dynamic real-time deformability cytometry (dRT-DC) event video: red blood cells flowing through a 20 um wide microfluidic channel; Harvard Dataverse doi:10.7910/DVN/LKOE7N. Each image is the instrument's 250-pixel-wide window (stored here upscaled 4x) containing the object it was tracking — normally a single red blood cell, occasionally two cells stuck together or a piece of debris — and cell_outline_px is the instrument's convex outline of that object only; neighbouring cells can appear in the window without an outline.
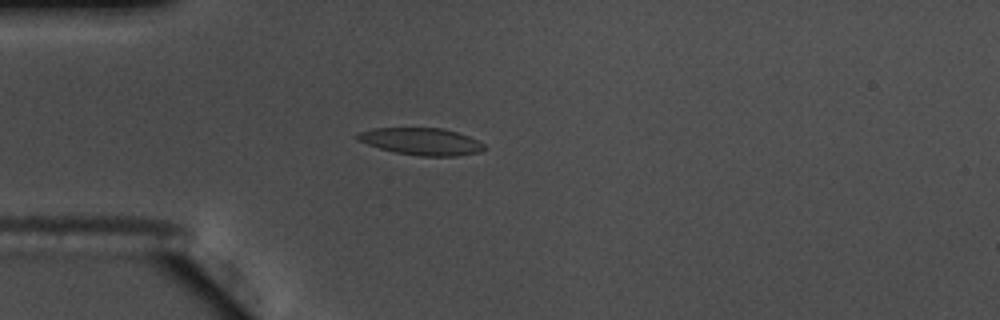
{"species": "common noctule bat (a hibernating species)", "species_latin": "Nyctalus noctula", "temperature_condition": "warm", "stored_images_in_passage": 56, "camera_frame_rate_fps": 3000, "um_per_image_px": 0.085, "animal": {"sex": "male", "body_mass_g": 17.5, "forearm_length_mm": 52.3}, "frame": {"image": 1, "passage_image": 16, "time_ms": 5.0, "image_size_px": [1000, 320], "cell_outline_px": [[488, 148], [480, 152], [456, 156], [420, 156], [396, 152], [380, 148], [356, 140], [356, 136], [360, 132], [372, 128], [444, 128], [468, 136], [484, 144]], "centroid_in_image_um": [35.84, 12.02], "position_along_channel_um": 49.2, "area_um2": 19.94}}
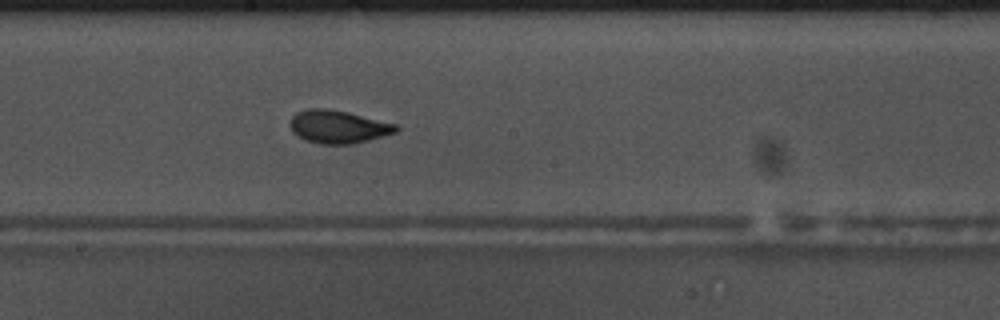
{"frame": {"image": 2, "passage_image": 31, "time_ms": 10.0, "image_size_px": [1000, 320], "cell_outline_px": [[400, 128], [396, 132], [384, 136], [352, 144], [320, 144], [304, 140], [292, 132], [288, 124], [292, 116], [296, 112], [308, 108], [324, 108], [348, 112], [396, 124]], "centroid_in_image_um": [28.71, 10.77], "position_along_channel_um": 219.5, "area_um2": 20.52}}
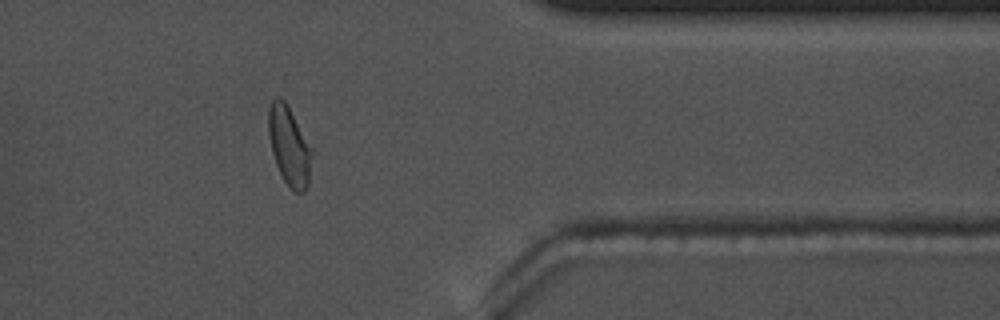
{"frame": {"image": 3, "passage_image": 46, "time_ms": 15.0, "image_size_px": [1000, 320], "cell_outline_px": [[316, 152], [308, 188], [304, 192], [296, 192], [284, 180], [276, 164], [272, 152], [268, 136], [268, 108], [272, 100], [276, 96], [280, 96], [284, 100]], "centroid_in_image_um": [24.64, 12.41], "position_along_channel_um": 386.8, "area_um2": 20.63}, "authors_computed_cell_mechanics": {"area_um2": 20.0566, "velocity_mm_per_s": 3.663, "shape_relaxation_time_tau1_ms": 6.1447, "shape_relaxation_time_tau2_ms": 1.316, "deformation_change_tau1": 0.1703, "deformation_change_tau2": 0.0762}}